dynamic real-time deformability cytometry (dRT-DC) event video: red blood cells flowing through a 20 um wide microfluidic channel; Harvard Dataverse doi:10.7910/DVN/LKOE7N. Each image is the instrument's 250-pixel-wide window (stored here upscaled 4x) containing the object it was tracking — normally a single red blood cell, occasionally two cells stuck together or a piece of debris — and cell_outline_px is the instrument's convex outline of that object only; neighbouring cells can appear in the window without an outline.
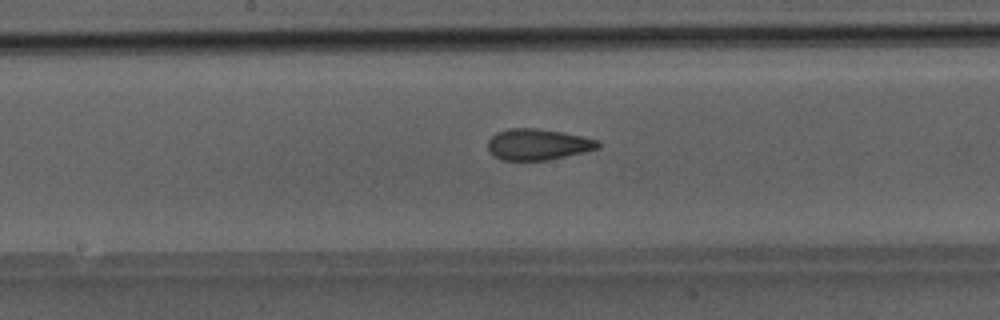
{"species": "Egyptian fruit bat (a non-hibernating species)", "species_latin": "Rousettus aegyptiacus", "temperature_condition": "room temperature", "stored_images_in_passage": 41, "camera_frame_rate_fps": 3000, "um_per_image_px": 0.085, "animal": {"sex": "male"}, "frame": {"image": 1, "passage_image": 18, "time_ms": 5.667, "image_size_px": [1000, 320], "cell_outline_px": [[600, 148], [584, 152], [548, 160], [504, 160], [492, 156], [488, 148], [488, 140], [496, 132], [512, 128], [536, 128], [564, 132], [600, 140]], "centroid_in_image_um": [45.73, 12.27], "position_along_channel_um": 202.5, "area_um2": 20.11}}
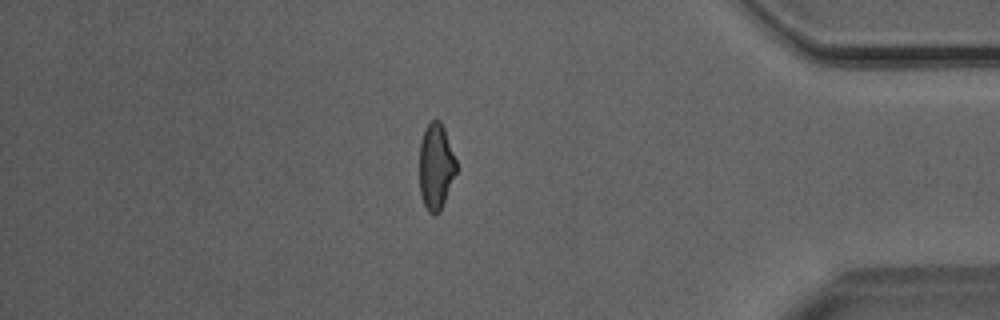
{"frame": {"image": 2, "passage_image": 34, "time_ms": 11.0, "image_size_px": [1000, 320], "cell_outline_px": [[456, 172], [440, 212], [436, 216], [432, 216], [428, 212], [424, 204], [420, 192], [420, 140], [424, 128], [432, 120], [440, 120], [444, 128], [456, 160]], "centroid_in_image_um": [37.04, 14.17], "position_along_channel_um": 398.2, "area_um2": 18.5}}
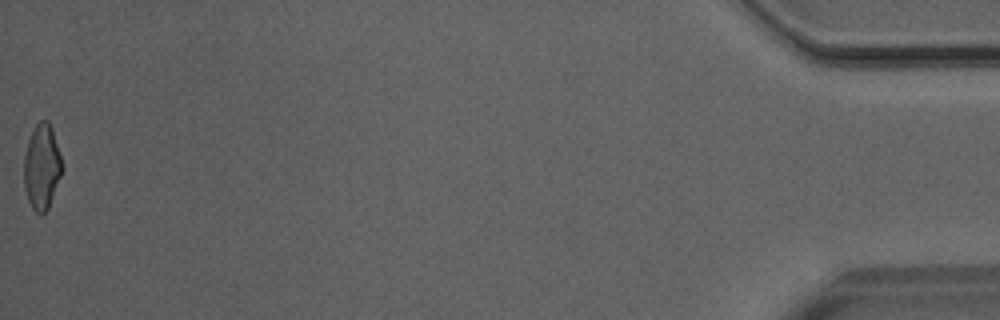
{"frame": {"image": 3, "passage_image": 41, "time_ms": 13.333, "image_size_px": [1000, 320], "cell_outline_px": [[64, 168], [48, 208], [40, 216], [32, 208], [28, 200], [24, 188], [24, 156], [28, 140], [36, 124], [40, 120], [48, 120], [52, 128]], "centroid_in_image_um": [3.56, 14.19], "position_along_channel_um": 431.6, "area_um2": 18.96}}